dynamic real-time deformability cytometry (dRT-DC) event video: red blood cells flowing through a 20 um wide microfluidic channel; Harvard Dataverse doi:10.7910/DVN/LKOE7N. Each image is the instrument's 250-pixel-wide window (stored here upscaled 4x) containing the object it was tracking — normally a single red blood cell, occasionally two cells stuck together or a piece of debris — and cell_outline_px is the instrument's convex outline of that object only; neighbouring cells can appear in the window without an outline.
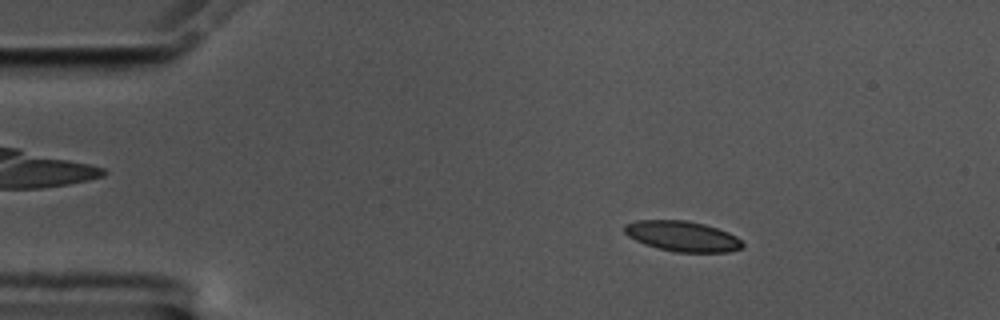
{"species": "common noctule bat (a hibernating species)", "species_latin": "Nyctalus noctula", "temperature_condition": "cold", "stored_images_in_passage": 57, "camera_frame_rate_fps": 3000, "um_per_image_px": 0.085, "animal": {"sex": "male", "body_mass_g": 17.5, "forearm_length_mm": 52.3}, "frame": {"image": 1, "passage_image": 9, "time_ms": 2.667, "image_size_px": [1000, 320], "cell_outline_px": [[744, 248], [728, 252], [676, 252], [644, 244], [628, 236], [624, 232], [624, 224], [636, 220], [684, 220], [704, 224], [728, 232], [736, 236], [744, 244]], "centroid_in_image_um": [58.01, 20.08], "position_along_channel_um": 27.0, "area_um2": 20.87}}
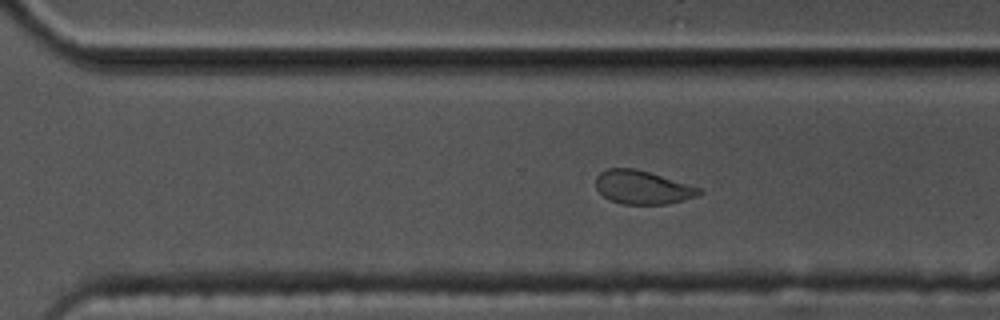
{"frame": {"image": 2, "passage_image": 39, "time_ms": 12.667, "image_size_px": [1000, 320], "cell_outline_px": [[704, 192], [696, 196], [668, 204], [624, 204], [612, 200], [604, 196], [596, 188], [596, 176], [600, 172], [608, 168], [632, 168], [648, 172], [700, 188]], "centroid_in_image_um": [54.59, 15.92], "position_along_channel_um": 316.0, "area_um2": 19.83}}
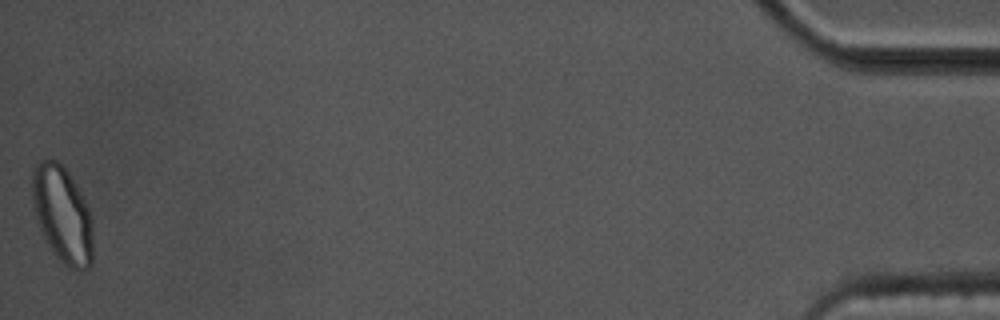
{"frame": {"image": 3, "passage_image": 57, "time_ms": 18.667, "image_size_px": [1000, 320], "cell_outline_px": [[92, 264], [88, 268], [80, 272], [64, 264], [52, 252], [40, 228], [32, 204], [32, 168], [40, 160], [56, 160], [64, 164], [80, 192], [88, 208], [92, 220]], "centroid_in_image_um": [5.3, 18.22], "position_along_channel_um": 429.9, "area_um2": 34.28}, "authors_computed_cell_mechanics": {"area_um2": 21.097, "velocity_mm_per_s": 3.4907, "shape_relaxation_time_tau1_ms": 3.7011, "shape_relaxation_time_tau2_ms": 3.765, "deformation_change_tau1": 0.1057, "deformation_change_tau2": 0.0601}}